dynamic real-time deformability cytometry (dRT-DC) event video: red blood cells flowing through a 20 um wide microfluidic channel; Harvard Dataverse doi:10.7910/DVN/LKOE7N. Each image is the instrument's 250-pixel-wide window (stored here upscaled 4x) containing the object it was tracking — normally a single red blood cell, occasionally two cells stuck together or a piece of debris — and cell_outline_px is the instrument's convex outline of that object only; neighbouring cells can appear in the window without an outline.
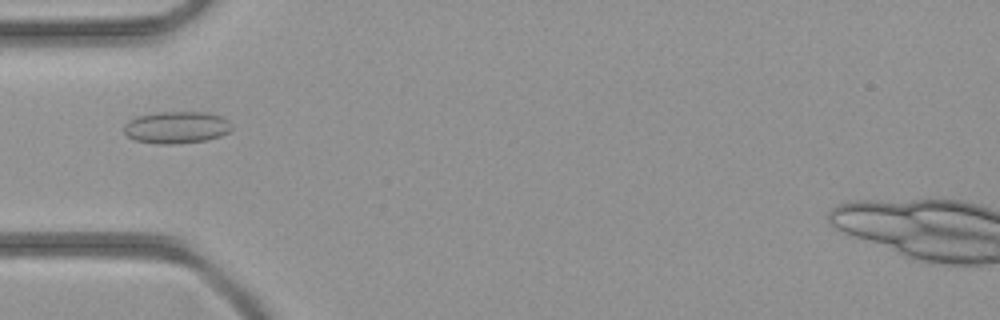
{"species": "common noctule bat (a hibernating species)", "species_latin": "Nyctalus noctula", "temperature_condition": "room temperature", "stored_images_in_passage": 43, "camera_frame_rate_fps": 3000, "um_per_image_px": 0.085, "animal": {"sex": "female", "body_mass_g": 21.9}, "frame": {"image": 1, "passage_image": 14, "time_ms": 4.333, "image_size_px": [1000, 320], "cell_outline_px": [[232, 128], [228, 132], [220, 136], [208, 140], [176, 144], [156, 144], [136, 140], [128, 136], [124, 132], [124, 124], [128, 120], [136, 116], [156, 112], [208, 112], [220, 116], [228, 120], [232, 124]], "centroid_in_image_um": [15.0, 10.82], "position_along_channel_um": 70.0, "area_um2": 20.35}}
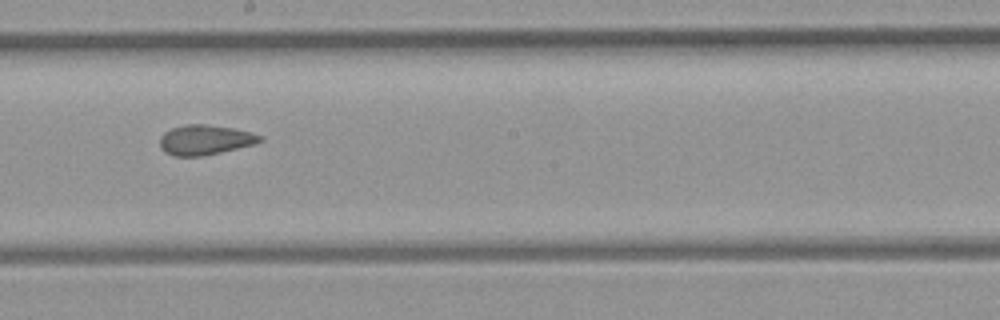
{"frame": {"image": 2, "passage_image": 24, "time_ms": 7.667, "image_size_px": [1000, 320], "cell_outline_px": [[264, 140], [252, 144], [220, 152], [200, 156], [172, 156], [164, 152], [160, 148], [160, 136], [164, 132], [172, 128], [184, 124], [208, 124], [232, 128], [252, 132], [264, 136]], "centroid_in_image_um": [17.4, 11.88], "position_along_channel_um": 230.8, "area_um2": 17.51}}
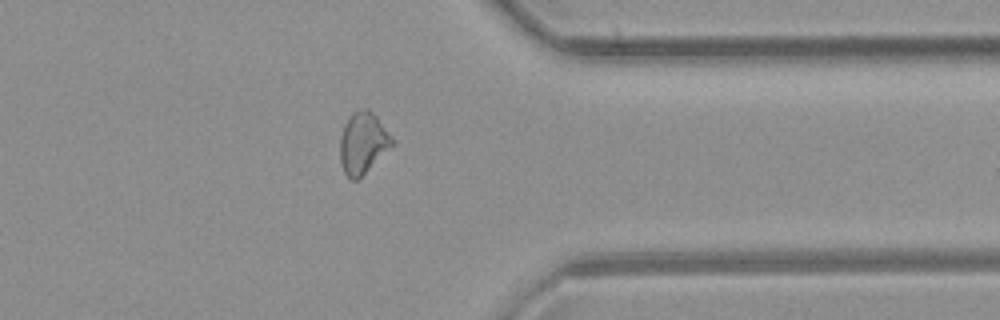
{"frame": {"image": 3, "passage_image": 34, "time_ms": 11.0, "image_size_px": [1000, 320], "cell_outline_px": [[396, 144], [356, 180], [352, 180], [344, 172], [340, 164], [340, 136], [344, 124], [348, 116], [352, 112], [364, 108], [368, 108], [376, 116], [396, 140]], "centroid_in_image_um": [30.87, 12.12], "position_along_channel_um": 380.5, "area_um2": 18.9}}